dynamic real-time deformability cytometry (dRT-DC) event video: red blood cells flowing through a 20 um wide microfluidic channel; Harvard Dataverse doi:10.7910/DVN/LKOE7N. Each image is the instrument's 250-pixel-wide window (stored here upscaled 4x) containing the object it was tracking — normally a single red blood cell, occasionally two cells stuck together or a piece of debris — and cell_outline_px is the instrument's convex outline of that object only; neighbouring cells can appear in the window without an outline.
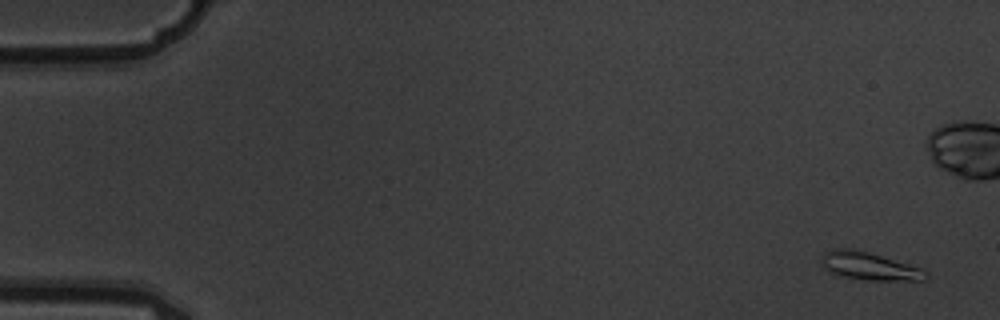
{"species": "common noctule bat (a hibernating species)", "species_latin": "Nyctalus noctula", "temperature_condition": "warm", "stored_images_in_passage": 6, "camera_frame_rate_fps": 3000, "um_per_image_px": 0.085, "animal": {"sex": "male", "body_mass_g": 19.5, "forearm_length_mm": 54.6}, "frame": {"image": 1, "passage_image": 1, "time_ms": 0.0, "image_size_px": [1000, 320], "cell_outline_px": [[928, 276], [924, 280], [868, 280], [840, 276], [824, 268], [820, 256], [824, 252], [840, 248], [852, 248], [868, 252], [920, 268], [928, 272]], "centroid_in_image_um": [73.86, 22.62], "position_along_channel_um": 11.1, "area_um2": 16.65}}